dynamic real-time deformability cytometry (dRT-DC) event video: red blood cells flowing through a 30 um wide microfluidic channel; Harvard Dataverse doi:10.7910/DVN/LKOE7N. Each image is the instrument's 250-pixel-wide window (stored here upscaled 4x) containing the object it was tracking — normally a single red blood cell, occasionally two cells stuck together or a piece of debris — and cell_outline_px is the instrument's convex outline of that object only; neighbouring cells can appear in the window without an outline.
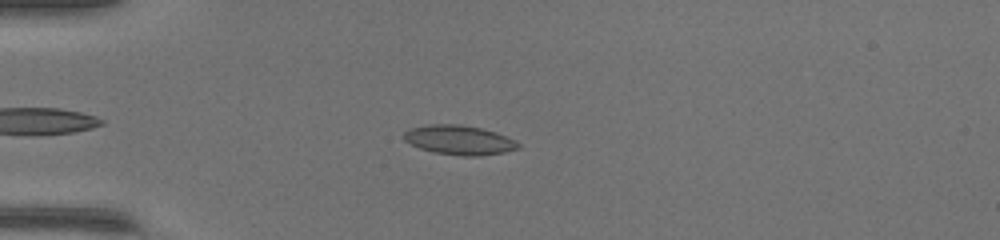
{"species": "common noctule bat (a hibernating species)", "species_latin": "Nyctalus noctula", "temperature_condition": "warm", "stored_images_in_passage": 42, "camera_frame_rate_fps": 3000, "um_per_image_px": 0.085, "animal": {"sex": "female", "body_mass_g": 17.0, "forearm_length_mm": 48.0}, "frame": {"image": 1, "passage_image": 10, "time_ms": 3.0, "image_size_px": [1000, 240], "cell_outline_px": [[520, 148], [504, 152], [480, 156], [460, 156], [436, 152], [420, 148], [404, 140], [404, 132], [408, 128], [428, 124], [460, 124], [480, 128], [496, 132], [516, 140], [520, 144]], "centroid_in_image_um": [39.05, 11.89], "position_along_channel_um": 46.0, "area_um2": 19.65}}
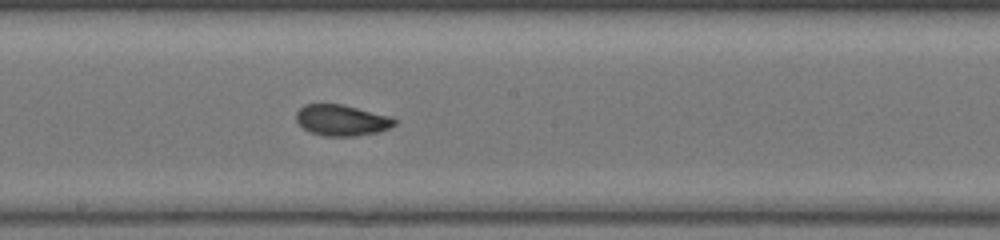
{"frame": {"image": 2, "passage_image": 24, "time_ms": 7.667, "image_size_px": [1000, 240], "cell_outline_px": [[396, 124], [388, 128], [376, 132], [356, 136], [324, 136], [312, 132], [304, 128], [296, 120], [296, 112], [304, 104], [344, 104], [392, 116], [396, 120]], "centroid_in_image_um": [29.06, 10.2], "position_along_channel_um": 219.1, "area_um2": 17.8}}
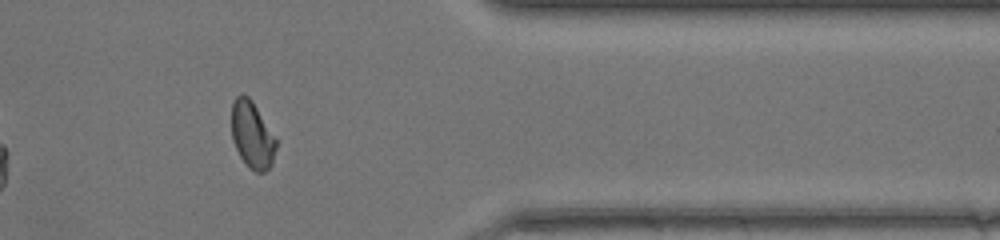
{"frame": {"image": 3, "passage_image": 37, "time_ms": 12.0, "image_size_px": [1000, 240], "cell_outline_px": [[276, 148], [272, 164], [264, 172], [256, 172], [248, 168], [240, 156], [232, 140], [232, 104], [236, 96], [240, 92], [248, 96], [252, 100], [276, 136]], "centroid_in_image_um": [21.44, 11.45], "position_along_channel_um": 390.0, "area_um2": 17.57}, "authors_computed_cell_mechanics": {"area_um2": 18.2648, "velocity_mm_per_s": 4.2855, "shape_relaxation_time_tau1_ms": 3.7645, "shape_relaxation_time_tau2_ms": 1.2918, "deformation_change_tau1": 0.1322, "deformation_change_tau2": 0.0573}}